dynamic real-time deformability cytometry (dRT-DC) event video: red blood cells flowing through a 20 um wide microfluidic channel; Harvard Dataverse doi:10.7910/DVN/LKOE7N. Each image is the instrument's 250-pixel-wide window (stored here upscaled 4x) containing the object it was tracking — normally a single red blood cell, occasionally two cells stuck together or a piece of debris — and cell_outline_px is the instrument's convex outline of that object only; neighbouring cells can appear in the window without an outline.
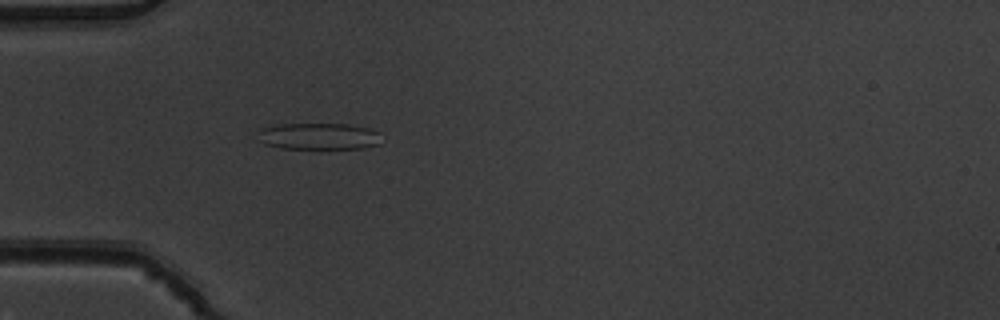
{"species": "common noctule bat (a hibernating species)", "species_latin": "Nyctalus noctula", "temperature_condition": "warm", "stored_images_in_passage": 4, "camera_frame_rate_fps": 3000, "um_per_image_px": 0.085, "animal": {"sex": "male", "body_mass_g": 19.5, "forearm_length_mm": 54.6}, "frame": {"image": 1, "passage_image": 4, "time_ms": 1.0, "image_size_px": [1000, 320], "cell_outline_px": [[380, 144], [364, 148], [280, 148], [264, 144], [260, 140], [260, 128], [280, 124], [348, 124], [368, 128], [380, 132]], "centroid_in_image_um": [27.13, 11.58], "position_along_channel_um": 57.9, "area_um2": 19.07}}